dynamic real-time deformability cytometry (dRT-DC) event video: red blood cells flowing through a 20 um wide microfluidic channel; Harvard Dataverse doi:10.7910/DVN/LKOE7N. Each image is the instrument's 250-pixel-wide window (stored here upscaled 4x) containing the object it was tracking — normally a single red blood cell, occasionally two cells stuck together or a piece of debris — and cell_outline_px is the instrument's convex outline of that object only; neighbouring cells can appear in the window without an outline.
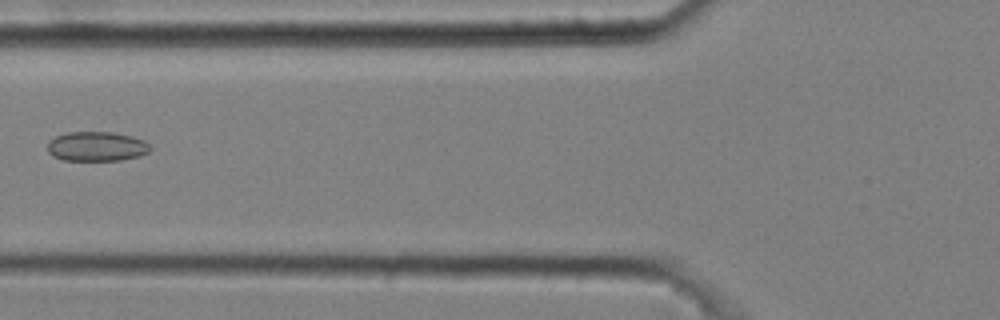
{"species": "common noctule bat (a hibernating species)", "species_latin": "Nyctalus noctula", "temperature_condition": "cold", "stored_images_in_passage": 6, "camera_frame_rate_fps": 3000, "um_per_image_px": 0.085, "animal": {"sex": "male", "body_mass_g": 20.4}, "frame": {"image": 1, "passage_image": 6, "time_ms": 1.667, "image_size_px": [1000, 320], "cell_outline_px": [[152, 148], [148, 152], [140, 156], [120, 160], [64, 160], [52, 156], [48, 152], [48, 140], [56, 136], [68, 132], [112, 132], [132, 136], [144, 140]], "centroid_in_image_um": [8.21, 12.44], "position_along_channel_um": 117.6, "area_um2": 17.74}}